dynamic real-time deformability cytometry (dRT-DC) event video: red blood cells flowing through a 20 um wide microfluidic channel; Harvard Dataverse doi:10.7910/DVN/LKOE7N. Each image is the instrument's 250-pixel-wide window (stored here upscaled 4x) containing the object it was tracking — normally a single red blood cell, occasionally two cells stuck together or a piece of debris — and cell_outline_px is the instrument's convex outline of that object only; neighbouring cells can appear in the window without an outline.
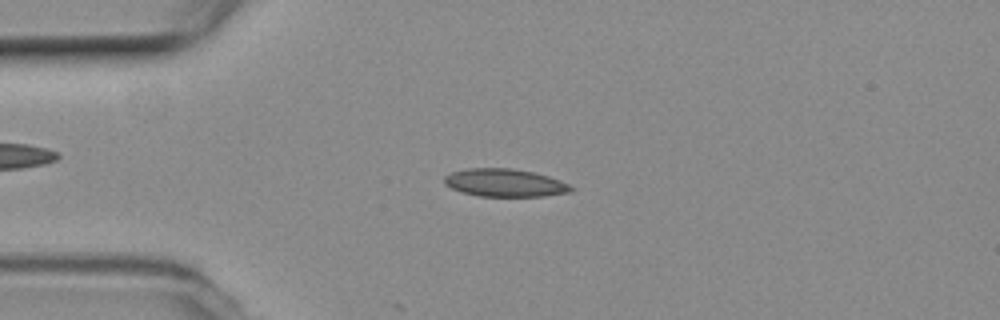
{"species": "common noctule bat (a hibernating species)", "species_latin": "Nyctalus noctula", "temperature_condition": "room temperature", "stored_images_in_passage": 23, "camera_frame_rate_fps": 3000, "um_per_image_px": 0.085, "animal": {"sex": "female", "body_mass_g": 19.3, "forearm_length_mm": 54.1}, "frame": {"image": 1, "passage_image": 12, "time_ms": 3.667, "image_size_px": [1000, 320], "cell_outline_px": [[572, 192], [544, 196], [480, 196], [464, 192], [452, 188], [444, 184], [444, 176], [452, 172], [464, 168], [512, 168], [532, 172], [548, 176], [560, 180], [568, 184], [572, 188]], "centroid_in_image_um": [42.9, 15.53], "position_along_channel_um": 42.1, "area_um2": 20.46}}
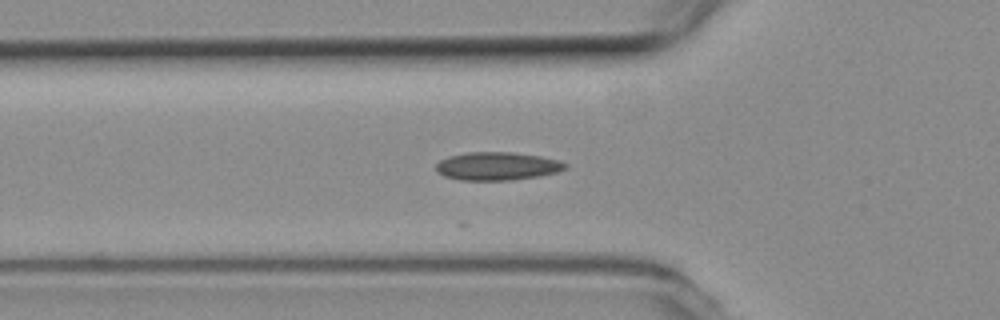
{"frame": {"image": 2, "passage_image": 17, "time_ms": 5.333, "image_size_px": [1000, 320], "cell_outline_px": [[568, 168], [556, 172], [540, 176], [512, 180], [460, 180], [444, 176], [436, 172], [436, 164], [440, 160], [448, 156], [468, 152], [512, 152], [540, 156], [556, 160], [568, 164]], "centroid_in_image_um": [42.24, 14.12], "position_along_channel_um": 83.6, "area_um2": 21.27}}
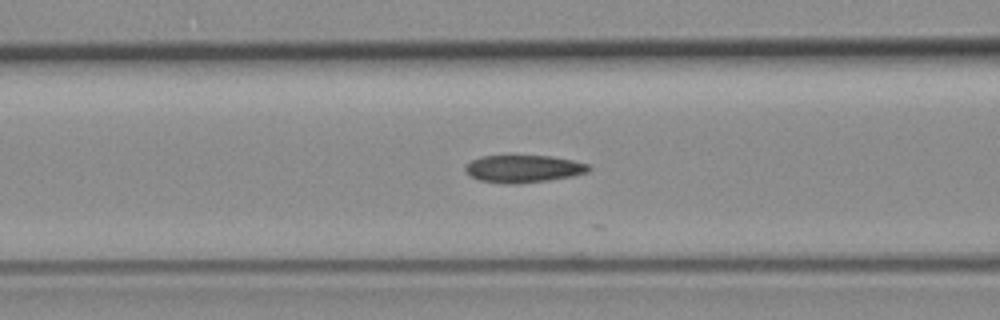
{"frame": {"image": 3, "passage_image": 20, "time_ms": 6.333, "image_size_px": [1000, 320], "cell_outline_px": [[592, 168], [588, 172], [572, 176], [548, 180], [516, 184], [504, 184], [480, 180], [464, 172], [464, 164], [480, 156], [552, 156], [572, 160], [588, 164]], "centroid_in_image_um": [44.47, 14.34], "position_along_channel_um": 122.1, "area_um2": 19.83}}